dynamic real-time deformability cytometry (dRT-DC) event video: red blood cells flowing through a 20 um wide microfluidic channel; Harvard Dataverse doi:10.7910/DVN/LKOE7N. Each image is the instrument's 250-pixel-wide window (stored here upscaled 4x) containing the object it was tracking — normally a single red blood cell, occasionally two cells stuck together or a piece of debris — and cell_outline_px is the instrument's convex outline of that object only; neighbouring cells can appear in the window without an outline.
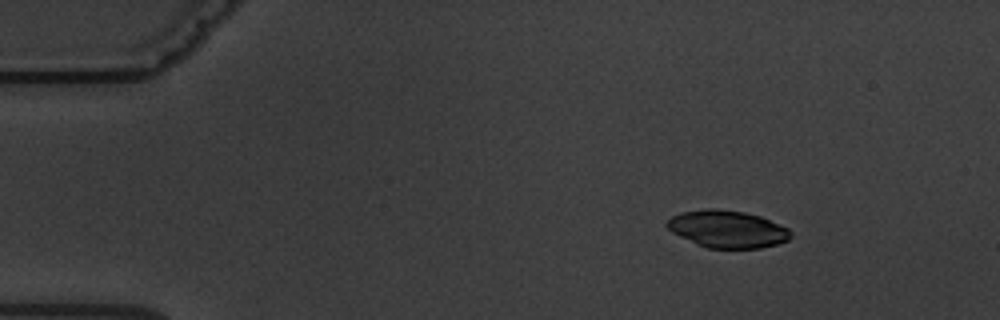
{"species": "common noctule bat (a hibernating species)", "species_latin": "Nyctalus noctula", "temperature_condition": "warm", "stored_images_in_passage": 5, "camera_frame_rate_fps": 3000, "um_per_image_px": 0.085, "animal": {"sex": "male", "body_mass_g": 19.5, "forearm_length_mm": 54.6}, "frame": {"image": 1, "passage_image": 2, "time_ms": 1.333, "image_size_px": [1000, 320], "cell_outline_px": [[792, 236], [788, 240], [776, 244], [760, 248], [708, 248], [696, 244], [672, 232], [664, 224], [672, 216], [680, 212], [708, 208], [716, 208], [744, 212], [760, 216], [788, 228], [792, 232]], "centroid_in_image_um": [61.81, 19.46], "position_along_channel_um": 23.2, "area_um2": 26.88}}